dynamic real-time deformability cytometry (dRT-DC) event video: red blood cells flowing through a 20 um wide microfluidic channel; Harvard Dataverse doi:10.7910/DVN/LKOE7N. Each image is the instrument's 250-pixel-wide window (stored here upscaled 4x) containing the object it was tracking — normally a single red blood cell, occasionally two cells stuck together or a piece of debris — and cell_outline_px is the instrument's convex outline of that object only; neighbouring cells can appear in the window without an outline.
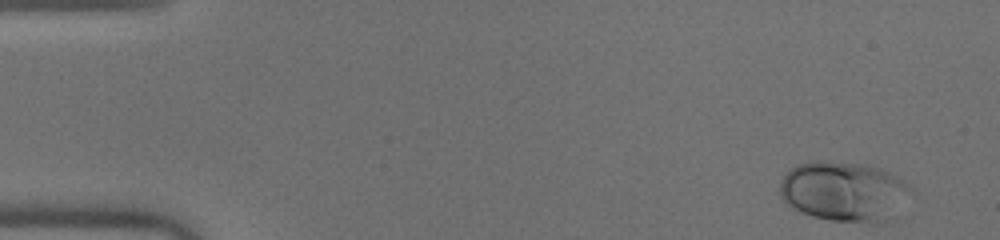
{"species": "human", "species_latin": "Homo sapiens", "temperature_condition": "warm", "stored_images_in_passage": 48, "camera_frame_rate_fps": 3000, "um_per_image_px": 0.085, "donor": {"sex": "male"}, "frame": {"image": 1, "passage_image": 1, "time_ms": 0.0, "image_size_px": [1000, 240], "cell_outline_px": [[912, 188], [900, 220], [888, 224], [868, 224], [832, 220], [812, 216], [800, 212], [792, 208], [780, 196], [780, 180], [792, 168], [800, 164], [816, 160], [824, 160], [860, 164], [880, 168], [896, 176], [908, 184]], "centroid_in_image_um": [71.86, 16.34], "position_along_channel_um": 13.1, "area_um2": 47.11}}
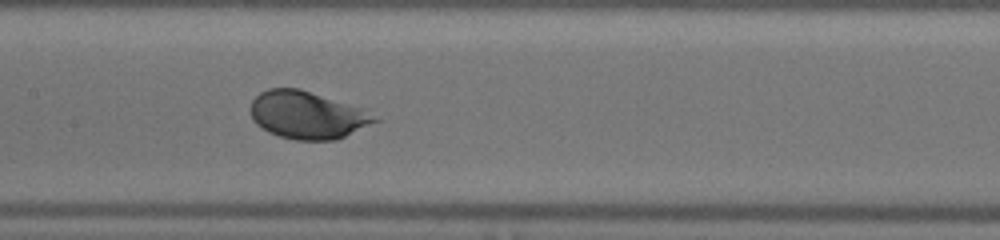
{"frame": {"image": 2, "passage_image": 23, "time_ms": 7.333, "image_size_px": [1000, 240], "cell_outline_px": [[380, 120], [336, 140], [296, 140], [280, 136], [268, 132], [256, 124], [252, 120], [252, 100], [260, 92], [268, 88], [300, 88], [360, 108]], "centroid_in_image_um": [26.07, 9.78], "position_along_channel_um": 181.3, "area_um2": 33.93}}
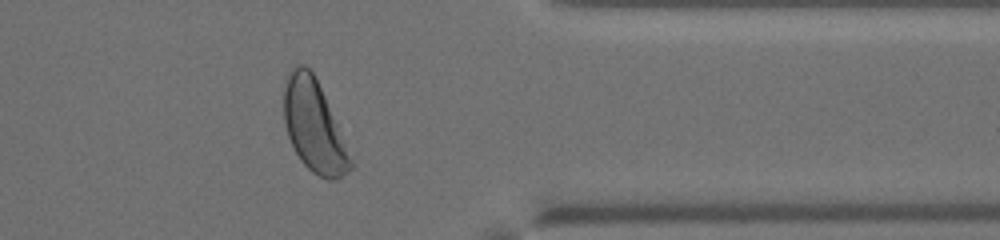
{"frame": {"image": 3, "passage_image": 39, "time_ms": 12.667, "image_size_px": [1000, 240], "cell_outline_px": [[356, 164], [348, 172], [336, 180], [328, 180], [312, 172], [300, 160], [288, 136], [284, 124], [284, 84], [288, 72], [296, 64], [304, 64], [312, 72], [324, 96]], "centroid_in_image_um": [26.7, 10.75], "position_along_channel_um": 384.7, "area_um2": 35.55}, "authors_computed_cell_mechanics": {"area_um2": 36.3562, "velocity_mm_per_s": 4.0516, "shape_relaxation_time_tau1_ms": 1.6572, "shape_relaxation_time_tau2_ms": null, "deformation_change_tau1": 0.1609, "deformation_change_tau2": null}}